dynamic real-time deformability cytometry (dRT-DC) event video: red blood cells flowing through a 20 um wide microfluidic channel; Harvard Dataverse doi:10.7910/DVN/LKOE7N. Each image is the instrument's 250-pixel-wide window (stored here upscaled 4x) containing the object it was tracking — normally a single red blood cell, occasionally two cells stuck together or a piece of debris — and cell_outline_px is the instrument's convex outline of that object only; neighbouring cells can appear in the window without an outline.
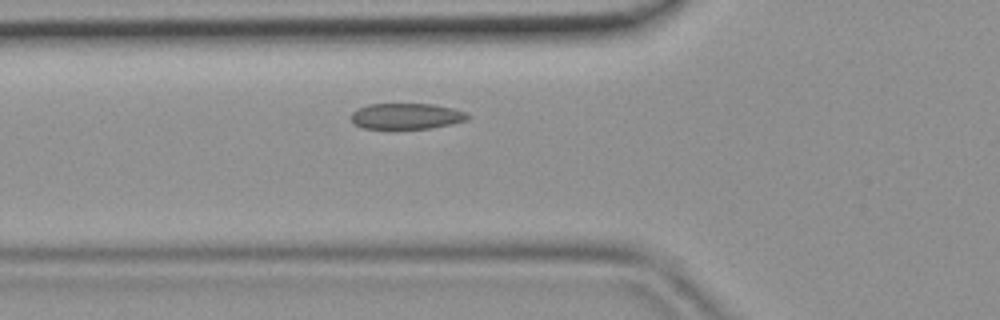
{"species": "common noctule bat (a hibernating species)", "species_latin": "Nyctalus noctula", "temperature_condition": "room temperature", "stored_images_in_passage": 28, "camera_frame_rate_fps": 3000, "um_per_image_px": 0.085, "animal": {"sex": "female", "body_mass_g": 19.9}, "frame": {"image": 1, "passage_image": 9, "time_ms": 2.667, "image_size_px": [1000, 320], "cell_outline_px": [[472, 116], [468, 120], [452, 124], [428, 128], [364, 128], [356, 124], [352, 120], [352, 112], [368, 104], [432, 104], [452, 108], [468, 112]], "centroid_in_image_um": [34.63, 9.86], "position_along_channel_um": 91.2, "area_um2": 17.46}}
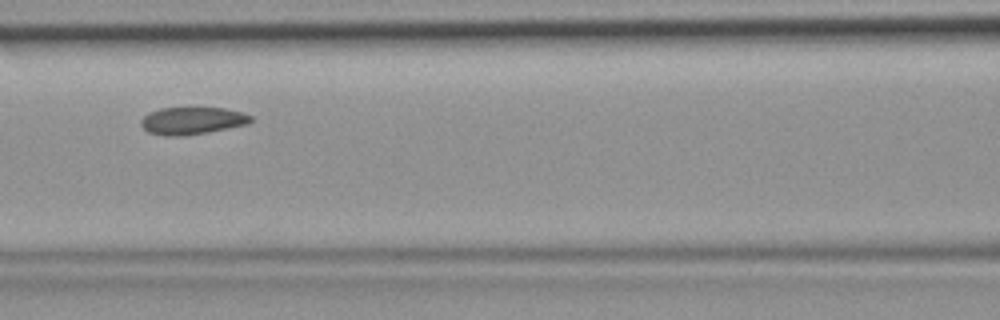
{"frame": {"image": 2, "passage_image": 13, "time_ms": 4.0, "image_size_px": [1000, 320], "cell_outline_px": [[252, 120], [248, 124], [204, 132], [176, 136], [168, 136], [148, 132], [140, 124], [140, 120], [144, 116], [160, 108], [224, 108], [240, 112], [252, 116]], "centroid_in_image_um": [16.32, 10.25], "position_along_channel_um": 150.3, "area_um2": 17.05}}